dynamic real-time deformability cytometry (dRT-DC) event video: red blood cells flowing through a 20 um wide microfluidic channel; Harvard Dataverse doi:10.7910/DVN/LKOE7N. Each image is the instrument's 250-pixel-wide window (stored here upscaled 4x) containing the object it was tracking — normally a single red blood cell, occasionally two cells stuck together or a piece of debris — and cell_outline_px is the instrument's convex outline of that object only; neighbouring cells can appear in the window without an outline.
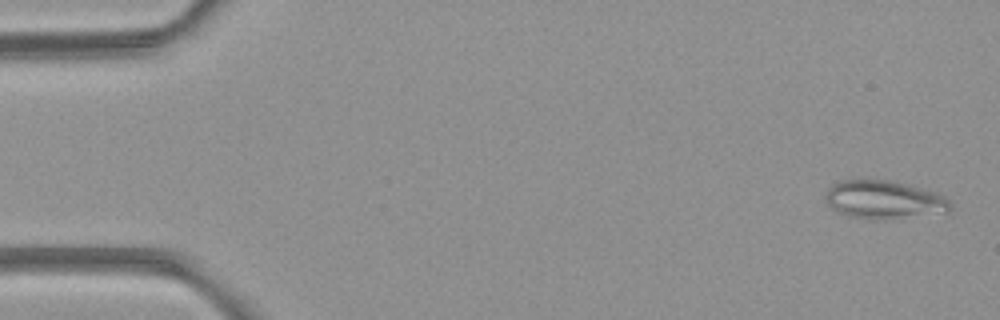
{"species": "common noctule bat (a hibernating species)", "species_latin": "Nyctalus noctula", "temperature_condition": "room temperature", "stored_images_in_passage": 2, "camera_frame_rate_fps": 3000, "um_per_image_px": 0.085, "animal": {"sex": "female", "body_mass_g": 21.9}, "frame": {"image": 1, "passage_image": 2, "time_ms": 2.0, "image_size_px": [1000, 320], "cell_outline_px": [[952, 208], [948, 212], [892, 216], [852, 216], [840, 212], [832, 208], [828, 204], [824, 196], [828, 188], [832, 184], [840, 180], [888, 180], [936, 192], [944, 196], [948, 200]], "centroid_in_image_um": [75.1, 16.9], "position_along_channel_um": 9.9, "area_um2": 26.3}}